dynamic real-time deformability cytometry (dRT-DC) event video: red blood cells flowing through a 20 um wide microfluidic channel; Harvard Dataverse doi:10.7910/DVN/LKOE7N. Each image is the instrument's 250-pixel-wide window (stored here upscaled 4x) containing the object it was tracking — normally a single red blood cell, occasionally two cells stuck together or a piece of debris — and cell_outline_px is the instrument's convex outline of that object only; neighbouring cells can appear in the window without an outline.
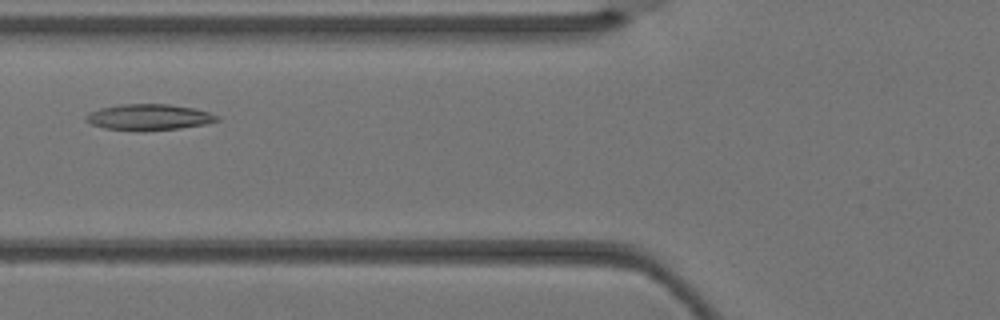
{"species": "Egyptian fruit bat (a non-hibernating species)", "species_latin": "Rousettus aegyptiacus", "temperature_condition": "warm", "stored_images_in_passage": 3, "camera_frame_rate_fps": 3000, "um_per_image_px": 0.085, "animal": {"sex": "female"}, "frame": {"image": 1, "passage_image": 3, "time_ms": 0.667, "image_size_px": [1000, 320], "cell_outline_px": [[220, 120], [204, 124], [180, 128], [104, 128], [92, 124], [84, 120], [84, 116], [88, 112], [100, 108], [120, 104], [168, 104], [196, 108], [220, 116]], "centroid_in_image_um": [12.67, 9.9], "position_along_channel_um": 113.1, "area_um2": 19.13}}